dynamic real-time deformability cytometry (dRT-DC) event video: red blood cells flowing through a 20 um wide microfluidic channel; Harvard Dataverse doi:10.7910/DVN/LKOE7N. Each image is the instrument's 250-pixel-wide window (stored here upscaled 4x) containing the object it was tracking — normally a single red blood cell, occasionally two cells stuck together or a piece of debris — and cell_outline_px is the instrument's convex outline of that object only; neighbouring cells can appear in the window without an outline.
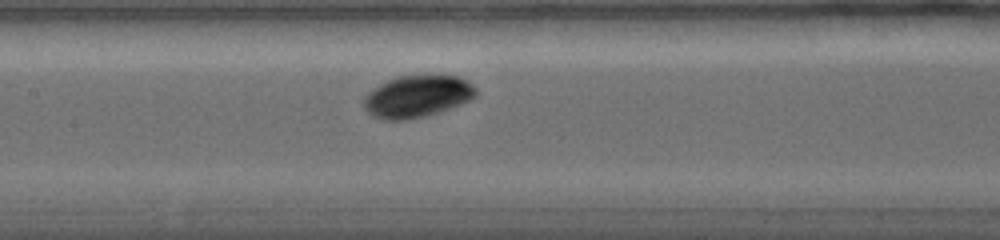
{"species": "common noctule bat (a hibernating species)", "species_latin": "Nyctalus noctula", "temperature_condition": "warm", "stored_images_in_passage": 33, "camera_frame_rate_fps": 5000, "um_per_image_px": 0.085, "animal": {"sex": "female", "body_mass_g": 19.0, "forearm_length_mm": 56.7}, "frame": {"image": 1, "passage_image": 16, "time_ms": 5.0, "image_size_px": [1000, 240], "cell_outline_px": [[476, 96], [460, 104], [440, 112], [408, 120], [384, 120], [372, 116], [364, 108], [364, 96], [368, 92], [380, 84], [396, 76], [416, 72], [440, 72], [460, 76], [468, 80], [476, 88]], "centroid_in_image_um": [35.49, 8.12], "position_along_channel_um": 171.9, "area_um2": 28.67}}
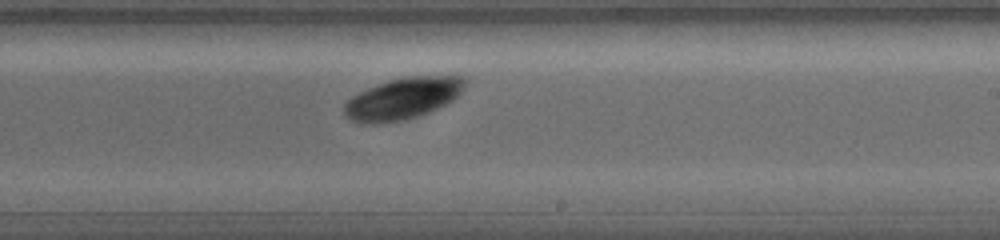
{"frame": {"image": 2, "passage_image": 22, "time_ms": 7.2, "image_size_px": [1000, 240], "cell_outline_px": [[468, 80], [460, 96], [428, 112], [404, 120], [376, 124], [364, 124], [352, 120], [344, 116], [344, 104], [352, 96], [368, 88], [388, 80], [408, 76], [464, 76]], "centroid_in_image_um": [34.25, 8.37], "position_along_channel_um": 254.7, "area_um2": 29.25}}
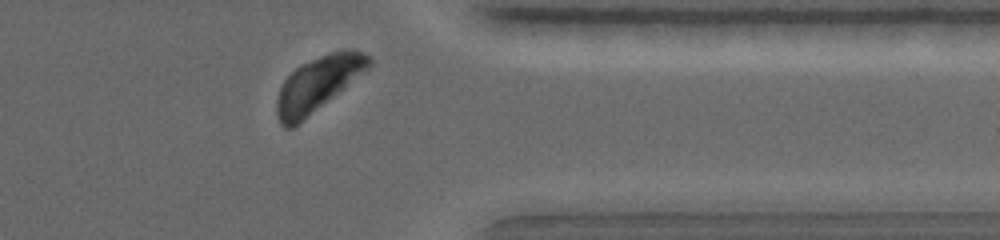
{"frame": {"image": 3, "passage_image": 31, "time_ms": 10.8, "image_size_px": [1000, 240], "cell_outline_px": [[372, 64], [368, 68], [344, 88], [292, 128], [284, 128], [280, 124], [276, 116], [276, 100], [280, 88], [284, 80], [300, 64], [320, 56], [344, 48], [352, 48], [364, 52], [372, 60]], "centroid_in_image_um": [27.01, 7.11], "position_along_channel_um": 384.4, "area_um2": 29.02}, "authors_computed_cell_mechanics": {"area_um2": 27.9174, "velocity_mm_per_s": 3.772, "shape_relaxation_time_tau1_ms": 1.2781, "shape_relaxation_time_tau2_ms": null, "deformation_change_tau1": 0.1032, "deformation_change_tau2": null}}